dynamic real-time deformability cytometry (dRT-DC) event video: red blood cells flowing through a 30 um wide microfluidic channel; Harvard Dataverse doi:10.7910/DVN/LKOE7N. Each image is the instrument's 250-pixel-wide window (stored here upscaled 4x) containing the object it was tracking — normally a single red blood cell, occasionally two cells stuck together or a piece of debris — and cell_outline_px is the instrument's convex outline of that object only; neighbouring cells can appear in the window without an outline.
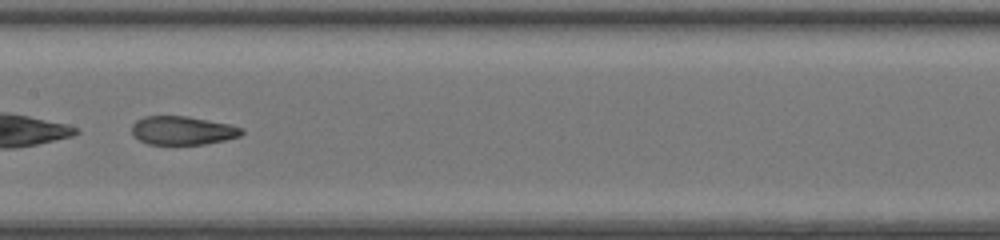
{"species": "common noctule bat (a hibernating species)", "species_latin": "Nyctalus noctula", "temperature_condition": "room temperature", "stored_images_in_passage": 34, "camera_frame_rate_fps": 3000, "um_per_image_px": 0.085, "animal": {"sex": "female", "body_mass_g": 20.0, "forearm_length_mm": 54.0}, "frame": {"image": 1, "passage_image": 15, "time_ms": 4.667, "image_size_px": [1000, 240], "cell_outline_px": [[244, 132], [240, 136], [224, 140], [204, 144], [148, 144], [132, 136], [132, 124], [136, 120], [144, 116], [188, 116], [228, 124], [244, 128]], "centroid_in_image_um": [15.5, 11.09], "position_along_channel_um": 191.9, "area_um2": 18.32}, "authors_computed_cell_mechanics": {"area_um2": 19.6231, "velocity_mm_per_s": 4.244, "shape_relaxation_time_tau1_ms": 9.4133, "shape_relaxation_time_tau2_ms": 1.4389, "deformation_change_tau1": 0.3, "deformation_change_tau2": 0.0749}}